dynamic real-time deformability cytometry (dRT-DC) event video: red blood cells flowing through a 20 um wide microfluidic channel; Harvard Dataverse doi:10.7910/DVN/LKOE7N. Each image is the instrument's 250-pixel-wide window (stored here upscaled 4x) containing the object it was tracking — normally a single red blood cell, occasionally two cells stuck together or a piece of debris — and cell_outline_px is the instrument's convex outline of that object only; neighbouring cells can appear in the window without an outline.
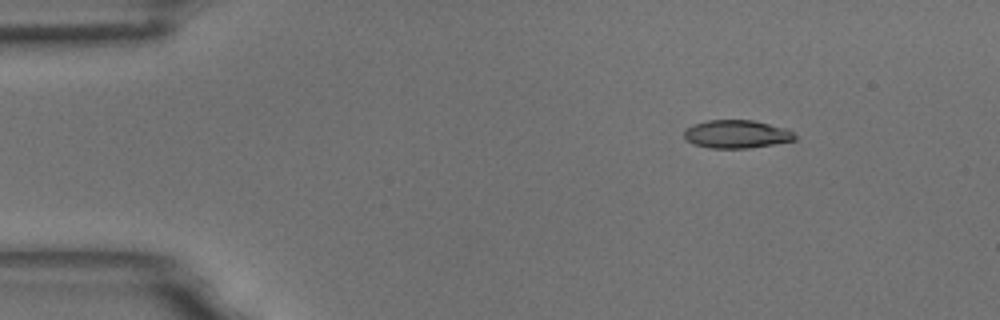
{"species": "common noctule bat (a hibernating species)", "species_latin": "Nyctalus noctula", "temperature_condition": "room temperature", "stored_images_in_passage": 8, "camera_frame_rate_fps": 3000, "um_per_image_px": 0.085, "animal": {"sex": "male", "body_mass_g": 18.8}, "frame": {"image": 1, "passage_image": 1, "time_ms": 0.0, "image_size_px": [1000, 320], "cell_outline_px": [[796, 140], [748, 148], [708, 148], [692, 144], [684, 140], [684, 132], [692, 124], [708, 120], [752, 120], [788, 128], [796, 136]], "centroid_in_image_um": [62.59, 11.4], "position_along_channel_um": 22.4, "area_um2": 18.26}}
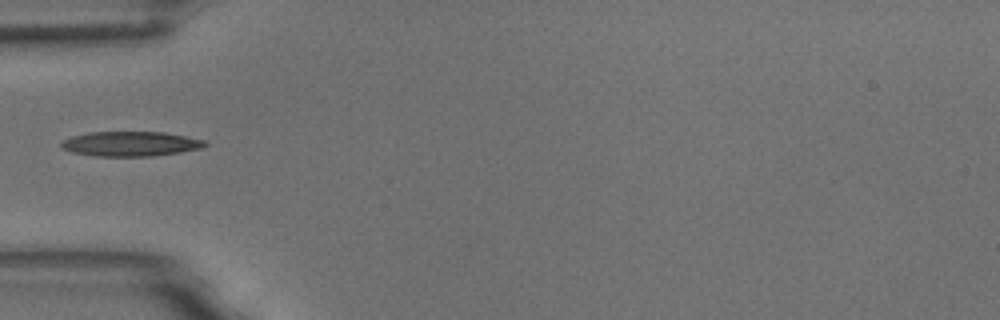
{"frame": {"image": 2, "passage_image": 4, "time_ms": 1.0, "image_size_px": [1000, 320], "cell_outline_px": [[208, 144], [200, 148], [180, 152], [152, 156], [96, 156], [72, 152], [60, 148], [60, 140], [72, 136], [88, 132], [164, 132], [204, 140]], "centroid_in_image_um": [11.03, 12.22], "position_along_channel_um": 74.0, "area_um2": 20.75}}